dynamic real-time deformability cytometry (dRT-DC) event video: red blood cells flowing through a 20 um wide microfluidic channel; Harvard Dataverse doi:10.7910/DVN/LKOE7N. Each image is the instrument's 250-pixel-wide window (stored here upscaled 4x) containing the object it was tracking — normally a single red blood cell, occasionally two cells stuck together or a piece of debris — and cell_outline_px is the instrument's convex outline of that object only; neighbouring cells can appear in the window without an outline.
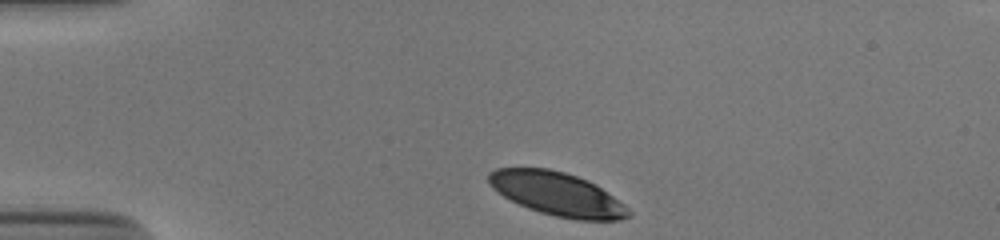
{"species": "human", "species_latin": "Homo sapiens", "temperature_condition": "cold", "stored_images_in_passage": 42, "camera_frame_rate_fps": 3000, "um_per_image_px": 0.085, "donor": {"sex": "male"}, "frame": {"image": 1, "passage_image": 1, "time_ms": 0.0, "image_size_px": [1000, 240], "cell_outline_px": [[632, 216], [620, 220], [576, 220], [556, 216], [540, 212], [528, 208], [504, 196], [492, 188], [488, 184], [488, 172], [496, 168], [548, 168], [564, 172], [588, 180], [596, 184], [624, 204], [632, 212]], "centroid_in_image_um": [47.38, 16.48], "position_along_channel_um": 37.6, "area_um2": 35.43}}
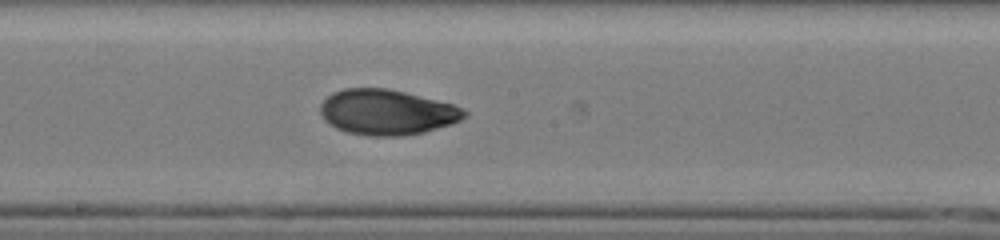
{"frame": {"image": 2, "passage_image": 19, "time_ms": 6.0, "image_size_px": [1000, 240], "cell_outline_px": [[468, 112], [460, 120], [452, 124], [424, 132], [404, 136], [368, 136], [348, 132], [336, 128], [328, 124], [324, 120], [320, 112], [320, 104], [332, 92], [344, 88], [388, 88], [452, 104]], "centroid_in_image_um": [32.84, 9.54], "position_along_channel_um": 215.4, "area_um2": 38.03}}
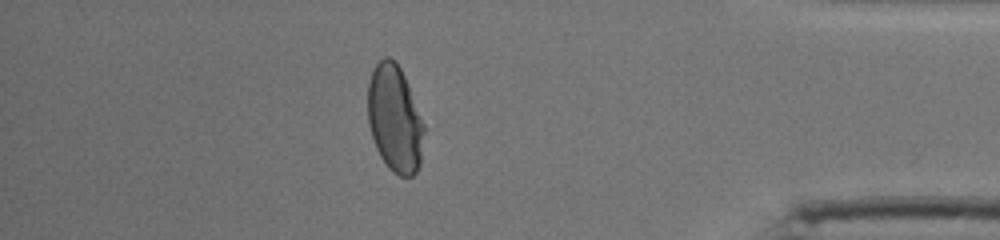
{"frame": {"image": 3, "passage_image": 36, "time_ms": 11.667, "image_size_px": [1000, 240], "cell_outline_px": [[424, 132], [420, 164], [416, 172], [412, 176], [400, 176], [392, 172], [388, 168], [380, 156], [376, 148], [368, 124], [368, 84], [372, 72], [376, 64], [384, 56], [388, 56], [396, 60], [408, 84], [424, 124]], "centroid_in_image_um": [33.55, 10.09], "position_along_channel_um": 401.7, "area_um2": 35.08}, "authors_computed_cell_mechanics": {"area_um2": 36.9053, "velocity_mm_per_s": 3.8558, "shape_relaxation_time_tau1_ms": 5.5916, "shape_relaxation_time_tau2_ms": 2.086, "deformation_change_tau1": 0.197, "deformation_change_tau2": 0.0533}}